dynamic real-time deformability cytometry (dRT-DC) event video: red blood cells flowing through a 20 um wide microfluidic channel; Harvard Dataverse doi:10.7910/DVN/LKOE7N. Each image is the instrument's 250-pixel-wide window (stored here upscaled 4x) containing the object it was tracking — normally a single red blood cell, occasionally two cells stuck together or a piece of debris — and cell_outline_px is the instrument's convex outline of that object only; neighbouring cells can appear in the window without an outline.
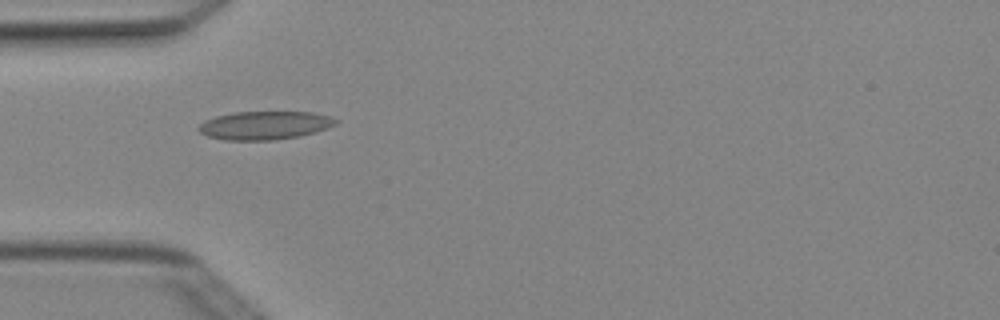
{"species": "Egyptian fruit bat (a non-hibernating species)", "species_latin": "Rousettus aegyptiacus", "temperature_condition": "cold", "stored_images_in_passage": 6, "camera_frame_rate_fps": 3000, "um_per_image_px": 0.085, "animal": {"sex": "female"}, "frame": {"image": 1, "passage_image": 4, "time_ms": 1.0, "image_size_px": [1000, 320], "cell_outline_px": [[340, 120], [336, 124], [328, 128], [316, 132], [300, 136], [276, 140], [224, 140], [208, 136], [200, 132], [196, 128], [204, 120], [216, 116], [236, 112], [312, 112], [332, 116]], "centroid_in_image_um": [22.53, 10.65], "position_along_channel_um": 62.5, "area_um2": 22.89}}
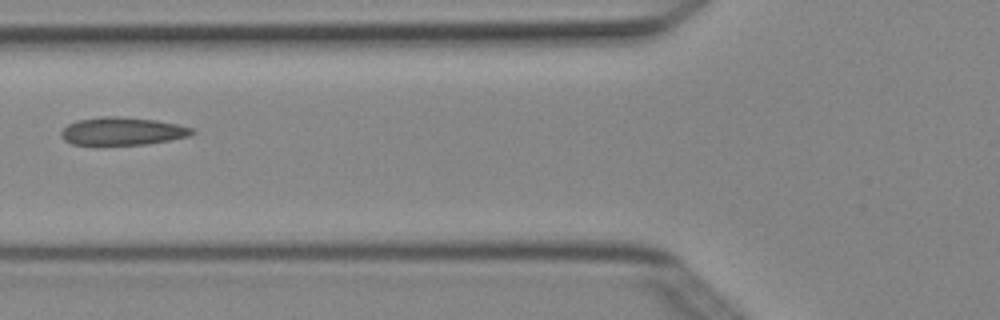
{"frame": {"image": 2, "passage_image": 5, "time_ms": 1.333, "image_size_px": [1000, 320], "cell_outline_px": [[196, 132], [188, 136], [148, 144], [72, 144], [64, 140], [60, 136], [60, 132], [68, 124], [76, 120], [104, 116], [116, 116], [156, 120], [180, 124], [192, 128]], "centroid_in_image_um": [10.4, 11.14], "position_along_channel_um": 115.4, "area_um2": 21.15}}
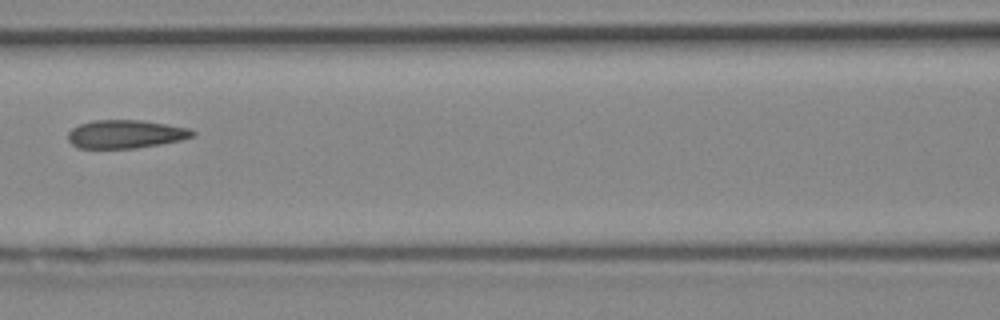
{"frame": {"image": 3, "passage_image": 6, "time_ms": 1.667, "image_size_px": [1000, 320], "cell_outline_px": [[196, 136], [180, 140], [160, 144], [136, 148], [76, 148], [68, 140], [68, 132], [72, 128], [80, 124], [92, 120], [144, 120], [188, 128], [196, 132]], "centroid_in_image_um": [10.67, 11.4], "position_along_channel_um": 155.9, "area_um2": 20.63}}